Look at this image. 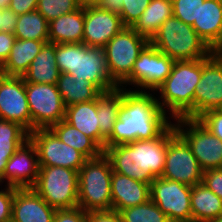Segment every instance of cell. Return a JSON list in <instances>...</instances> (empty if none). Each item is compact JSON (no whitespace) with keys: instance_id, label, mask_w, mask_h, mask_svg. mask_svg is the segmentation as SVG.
Instances as JSON below:
<instances>
[{"instance_id":"d590c367","label":"cell","mask_w":222,"mask_h":222,"mask_svg":"<svg viewBox=\"0 0 222 222\" xmlns=\"http://www.w3.org/2000/svg\"><path fill=\"white\" fill-rule=\"evenodd\" d=\"M81 7L78 0H38L36 10L41 13L48 22L63 14H68Z\"/></svg>"},{"instance_id":"cb8c5ba5","label":"cell","mask_w":222,"mask_h":222,"mask_svg":"<svg viewBox=\"0 0 222 222\" xmlns=\"http://www.w3.org/2000/svg\"><path fill=\"white\" fill-rule=\"evenodd\" d=\"M49 43H83L84 7L49 22Z\"/></svg>"},{"instance_id":"5bb4252c","label":"cell","mask_w":222,"mask_h":222,"mask_svg":"<svg viewBox=\"0 0 222 222\" xmlns=\"http://www.w3.org/2000/svg\"><path fill=\"white\" fill-rule=\"evenodd\" d=\"M213 109H222V59L215 51L202 59V75L194 93V119Z\"/></svg>"},{"instance_id":"277c9868","label":"cell","mask_w":222,"mask_h":222,"mask_svg":"<svg viewBox=\"0 0 222 222\" xmlns=\"http://www.w3.org/2000/svg\"><path fill=\"white\" fill-rule=\"evenodd\" d=\"M149 42L174 61L205 59L214 52L191 25L174 16L163 22Z\"/></svg>"},{"instance_id":"d6986e66","label":"cell","mask_w":222,"mask_h":222,"mask_svg":"<svg viewBox=\"0 0 222 222\" xmlns=\"http://www.w3.org/2000/svg\"><path fill=\"white\" fill-rule=\"evenodd\" d=\"M55 212L33 188L15 190L11 222H53Z\"/></svg>"},{"instance_id":"8fae6325","label":"cell","mask_w":222,"mask_h":222,"mask_svg":"<svg viewBox=\"0 0 222 222\" xmlns=\"http://www.w3.org/2000/svg\"><path fill=\"white\" fill-rule=\"evenodd\" d=\"M161 178L174 180L191 187L202 183L203 170L189 144L176 130L169 136Z\"/></svg>"},{"instance_id":"f546056e","label":"cell","mask_w":222,"mask_h":222,"mask_svg":"<svg viewBox=\"0 0 222 222\" xmlns=\"http://www.w3.org/2000/svg\"><path fill=\"white\" fill-rule=\"evenodd\" d=\"M172 16V0H151L132 28L150 40L163 22Z\"/></svg>"},{"instance_id":"e0dca14e","label":"cell","mask_w":222,"mask_h":222,"mask_svg":"<svg viewBox=\"0 0 222 222\" xmlns=\"http://www.w3.org/2000/svg\"><path fill=\"white\" fill-rule=\"evenodd\" d=\"M39 168L37 150L28 139L8 160L4 171V185L17 189L33 188Z\"/></svg>"},{"instance_id":"7bdbcfd3","label":"cell","mask_w":222,"mask_h":222,"mask_svg":"<svg viewBox=\"0 0 222 222\" xmlns=\"http://www.w3.org/2000/svg\"><path fill=\"white\" fill-rule=\"evenodd\" d=\"M87 222H123L119 212L114 210L87 212Z\"/></svg>"},{"instance_id":"c3c4849f","label":"cell","mask_w":222,"mask_h":222,"mask_svg":"<svg viewBox=\"0 0 222 222\" xmlns=\"http://www.w3.org/2000/svg\"><path fill=\"white\" fill-rule=\"evenodd\" d=\"M10 0H0V7L7 8L9 5Z\"/></svg>"},{"instance_id":"2e32d148","label":"cell","mask_w":222,"mask_h":222,"mask_svg":"<svg viewBox=\"0 0 222 222\" xmlns=\"http://www.w3.org/2000/svg\"><path fill=\"white\" fill-rule=\"evenodd\" d=\"M125 26L119 14L99 6L84 7L83 43L104 48Z\"/></svg>"},{"instance_id":"d6a6232c","label":"cell","mask_w":222,"mask_h":222,"mask_svg":"<svg viewBox=\"0 0 222 222\" xmlns=\"http://www.w3.org/2000/svg\"><path fill=\"white\" fill-rule=\"evenodd\" d=\"M151 0H105L103 8L120 15L125 27H132L148 7Z\"/></svg>"},{"instance_id":"3957f363","label":"cell","mask_w":222,"mask_h":222,"mask_svg":"<svg viewBox=\"0 0 222 222\" xmlns=\"http://www.w3.org/2000/svg\"><path fill=\"white\" fill-rule=\"evenodd\" d=\"M56 64L60 73L71 74L75 80H86L102 92L119 87L108 72L104 48L84 43L56 44Z\"/></svg>"},{"instance_id":"603a6c76","label":"cell","mask_w":222,"mask_h":222,"mask_svg":"<svg viewBox=\"0 0 222 222\" xmlns=\"http://www.w3.org/2000/svg\"><path fill=\"white\" fill-rule=\"evenodd\" d=\"M45 43L48 41L16 39L9 57L0 66V73L7 76L23 77Z\"/></svg>"},{"instance_id":"6da1fadb","label":"cell","mask_w":222,"mask_h":222,"mask_svg":"<svg viewBox=\"0 0 222 222\" xmlns=\"http://www.w3.org/2000/svg\"><path fill=\"white\" fill-rule=\"evenodd\" d=\"M173 120L161 109L154 92L123 88L121 113L106 147L158 137Z\"/></svg>"},{"instance_id":"ffe728a7","label":"cell","mask_w":222,"mask_h":222,"mask_svg":"<svg viewBox=\"0 0 222 222\" xmlns=\"http://www.w3.org/2000/svg\"><path fill=\"white\" fill-rule=\"evenodd\" d=\"M111 196L112 210L120 212L123 209L137 206L150 200V184L113 171Z\"/></svg>"},{"instance_id":"ab89813d","label":"cell","mask_w":222,"mask_h":222,"mask_svg":"<svg viewBox=\"0 0 222 222\" xmlns=\"http://www.w3.org/2000/svg\"><path fill=\"white\" fill-rule=\"evenodd\" d=\"M53 222H87V212L80 207L57 209Z\"/></svg>"},{"instance_id":"ba28073f","label":"cell","mask_w":222,"mask_h":222,"mask_svg":"<svg viewBox=\"0 0 222 222\" xmlns=\"http://www.w3.org/2000/svg\"><path fill=\"white\" fill-rule=\"evenodd\" d=\"M148 43L149 39L132 27H124L106 44L108 72L118 86L130 76L134 62Z\"/></svg>"},{"instance_id":"74e56055","label":"cell","mask_w":222,"mask_h":222,"mask_svg":"<svg viewBox=\"0 0 222 222\" xmlns=\"http://www.w3.org/2000/svg\"><path fill=\"white\" fill-rule=\"evenodd\" d=\"M197 120L222 141V109L206 111Z\"/></svg>"},{"instance_id":"f1b7e54d","label":"cell","mask_w":222,"mask_h":222,"mask_svg":"<svg viewBox=\"0 0 222 222\" xmlns=\"http://www.w3.org/2000/svg\"><path fill=\"white\" fill-rule=\"evenodd\" d=\"M56 85L66 107L77 103L93 101L102 93L91 82L84 79L75 80L71 74L67 73H60Z\"/></svg>"},{"instance_id":"b9f144b4","label":"cell","mask_w":222,"mask_h":222,"mask_svg":"<svg viewBox=\"0 0 222 222\" xmlns=\"http://www.w3.org/2000/svg\"><path fill=\"white\" fill-rule=\"evenodd\" d=\"M19 15L11 9L0 7V31L14 33Z\"/></svg>"},{"instance_id":"681fc988","label":"cell","mask_w":222,"mask_h":222,"mask_svg":"<svg viewBox=\"0 0 222 222\" xmlns=\"http://www.w3.org/2000/svg\"><path fill=\"white\" fill-rule=\"evenodd\" d=\"M219 57L222 59V45L215 51Z\"/></svg>"},{"instance_id":"f35d334b","label":"cell","mask_w":222,"mask_h":222,"mask_svg":"<svg viewBox=\"0 0 222 222\" xmlns=\"http://www.w3.org/2000/svg\"><path fill=\"white\" fill-rule=\"evenodd\" d=\"M17 188L0 185V222H11L14 192Z\"/></svg>"},{"instance_id":"484cf974","label":"cell","mask_w":222,"mask_h":222,"mask_svg":"<svg viewBox=\"0 0 222 222\" xmlns=\"http://www.w3.org/2000/svg\"><path fill=\"white\" fill-rule=\"evenodd\" d=\"M64 120L90 137L100 147L97 99L67 106Z\"/></svg>"},{"instance_id":"e575fe53","label":"cell","mask_w":222,"mask_h":222,"mask_svg":"<svg viewBox=\"0 0 222 222\" xmlns=\"http://www.w3.org/2000/svg\"><path fill=\"white\" fill-rule=\"evenodd\" d=\"M29 139V132L19 123L0 118V148L18 149Z\"/></svg>"},{"instance_id":"7c38bea8","label":"cell","mask_w":222,"mask_h":222,"mask_svg":"<svg viewBox=\"0 0 222 222\" xmlns=\"http://www.w3.org/2000/svg\"><path fill=\"white\" fill-rule=\"evenodd\" d=\"M191 190V186L157 177L150 184V199L170 222H192Z\"/></svg>"},{"instance_id":"60d3db41","label":"cell","mask_w":222,"mask_h":222,"mask_svg":"<svg viewBox=\"0 0 222 222\" xmlns=\"http://www.w3.org/2000/svg\"><path fill=\"white\" fill-rule=\"evenodd\" d=\"M202 182L222 199V168L203 171Z\"/></svg>"},{"instance_id":"9c48e42d","label":"cell","mask_w":222,"mask_h":222,"mask_svg":"<svg viewBox=\"0 0 222 222\" xmlns=\"http://www.w3.org/2000/svg\"><path fill=\"white\" fill-rule=\"evenodd\" d=\"M175 130L186 140L203 171L222 168V141L197 119L173 120Z\"/></svg>"},{"instance_id":"bcb514c9","label":"cell","mask_w":222,"mask_h":222,"mask_svg":"<svg viewBox=\"0 0 222 222\" xmlns=\"http://www.w3.org/2000/svg\"><path fill=\"white\" fill-rule=\"evenodd\" d=\"M17 149H1L0 148V185H4V171L8 160L16 152Z\"/></svg>"},{"instance_id":"ee69618b","label":"cell","mask_w":222,"mask_h":222,"mask_svg":"<svg viewBox=\"0 0 222 222\" xmlns=\"http://www.w3.org/2000/svg\"><path fill=\"white\" fill-rule=\"evenodd\" d=\"M16 37L13 33L0 31V66L9 57Z\"/></svg>"},{"instance_id":"44dd1931","label":"cell","mask_w":222,"mask_h":222,"mask_svg":"<svg viewBox=\"0 0 222 222\" xmlns=\"http://www.w3.org/2000/svg\"><path fill=\"white\" fill-rule=\"evenodd\" d=\"M192 27L216 51L222 45V0H205Z\"/></svg>"},{"instance_id":"8992f818","label":"cell","mask_w":222,"mask_h":222,"mask_svg":"<svg viewBox=\"0 0 222 222\" xmlns=\"http://www.w3.org/2000/svg\"><path fill=\"white\" fill-rule=\"evenodd\" d=\"M33 189L53 208L78 206V171L60 166H39Z\"/></svg>"},{"instance_id":"4dcf8cb0","label":"cell","mask_w":222,"mask_h":222,"mask_svg":"<svg viewBox=\"0 0 222 222\" xmlns=\"http://www.w3.org/2000/svg\"><path fill=\"white\" fill-rule=\"evenodd\" d=\"M65 144L81 152L87 159L99 157L103 150L88 136L64 119L50 128Z\"/></svg>"},{"instance_id":"30bf717a","label":"cell","mask_w":222,"mask_h":222,"mask_svg":"<svg viewBox=\"0 0 222 222\" xmlns=\"http://www.w3.org/2000/svg\"><path fill=\"white\" fill-rule=\"evenodd\" d=\"M31 131L50 129L65 118L66 106L56 84L25 82Z\"/></svg>"},{"instance_id":"1f68e13d","label":"cell","mask_w":222,"mask_h":222,"mask_svg":"<svg viewBox=\"0 0 222 222\" xmlns=\"http://www.w3.org/2000/svg\"><path fill=\"white\" fill-rule=\"evenodd\" d=\"M49 22L37 10L19 15L14 35L16 39L49 40Z\"/></svg>"},{"instance_id":"f6af8a7d","label":"cell","mask_w":222,"mask_h":222,"mask_svg":"<svg viewBox=\"0 0 222 222\" xmlns=\"http://www.w3.org/2000/svg\"><path fill=\"white\" fill-rule=\"evenodd\" d=\"M38 0H10L8 8L15 14L21 15L24 13L35 11Z\"/></svg>"},{"instance_id":"7a4b0ae2","label":"cell","mask_w":222,"mask_h":222,"mask_svg":"<svg viewBox=\"0 0 222 222\" xmlns=\"http://www.w3.org/2000/svg\"><path fill=\"white\" fill-rule=\"evenodd\" d=\"M202 75V59L175 61L170 75L154 92L172 119H194V93Z\"/></svg>"},{"instance_id":"7402d4cb","label":"cell","mask_w":222,"mask_h":222,"mask_svg":"<svg viewBox=\"0 0 222 222\" xmlns=\"http://www.w3.org/2000/svg\"><path fill=\"white\" fill-rule=\"evenodd\" d=\"M123 88L102 92L97 98V117L100 128V148L104 151L106 140L111 136L114 123L121 113Z\"/></svg>"},{"instance_id":"52a82bcc","label":"cell","mask_w":222,"mask_h":222,"mask_svg":"<svg viewBox=\"0 0 222 222\" xmlns=\"http://www.w3.org/2000/svg\"><path fill=\"white\" fill-rule=\"evenodd\" d=\"M174 62L149 42L134 62L130 76L119 87L155 92L170 75Z\"/></svg>"},{"instance_id":"8d00e7d4","label":"cell","mask_w":222,"mask_h":222,"mask_svg":"<svg viewBox=\"0 0 222 222\" xmlns=\"http://www.w3.org/2000/svg\"><path fill=\"white\" fill-rule=\"evenodd\" d=\"M205 0H172L173 16L186 24L193 25Z\"/></svg>"},{"instance_id":"ac0fdd59","label":"cell","mask_w":222,"mask_h":222,"mask_svg":"<svg viewBox=\"0 0 222 222\" xmlns=\"http://www.w3.org/2000/svg\"><path fill=\"white\" fill-rule=\"evenodd\" d=\"M174 131L175 126L172 122L158 137L128 143L135 149L136 167H140L153 179L161 177L163 173L169 136Z\"/></svg>"},{"instance_id":"4316f807","label":"cell","mask_w":222,"mask_h":222,"mask_svg":"<svg viewBox=\"0 0 222 222\" xmlns=\"http://www.w3.org/2000/svg\"><path fill=\"white\" fill-rule=\"evenodd\" d=\"M103 152L109 158L114 172L147 184L153 181L147 172L136 167L135 149L128 143L105 147Z\"/></svg>"},{"instance_id":"9a60e30c","label":"cell","mask_w":222,"mask_h":222,"mask_svg":"<svg viewBox=\"0 0 222 222\" xmlns=\"http://www.w3.org/2000/svg\"><path fill=\"white\" fill-rule=\"evenodd\" d=\"M0 118L19 123L31 132V113L23 77L0 73Z\"/></svg>"},{"instance_id":"836d02e7","label":"cell","mask_w":222,"mask_h":222,"mask_svg":"<svg viewBox=\"0 0 222 222\" xmlns=\"http://www.w3.org/2000/svg\"><path fill=\"white\" fill-rule=\"evenodd\" d=\"M123 222H170L159 207L150 199L147 202L121 210Z\"/></svg>"},{"instance_id":"83f0119b","label":"cell","mask_w":222,"mask_h":222,"mask_svg":"<svg viewBox=\"0 0 222 222\" xmlns=\"http://www.w3.org/2000/svg\"><path fill=\"white\" fill-rule=\"evenodd\" d=\"M190 204L192 222H209L222 215V199L203 182L192 186Z\"/></svg>"},{"instance_id":"7dc6e473","label":"cell","mask_w":222,"mask_h":222,"mask_svg":"<svg viewBox=\"0 0 222 222\" xmlns=\"http://www.w3.org/2000/svg\"><path fill=\"white\" fill-rule=\"evenodd\" d=\"M105 0H78V3L81 7L87 6H99L104 3Z\"/></svg>"},{"instance_id":"d4e9b609","label":"cell","mask_w":222,"mask_h":222,"mask_svg":"<svg viewBox=\"0 0 222 222\" xmlns=\"http://www.w3.org/2000/svg\"><path fill=\"white\" fill-rule=\"evenodd\" d=\"M60 71L56 64V44L45 43L23 75L25 82L57 84Z\"/></svg>"},{"instance_id":"f907efd6","label":"cell","mask_w":222,"mask_h":222,"mask_svg":"<svg viewBox=\"0 0 222 222\" xmlns=\"http://www.w3.org/2000/svg\"><path fill=\"white\" fill-rule=\"evenodd\" d=\"M209 222H222V215L219 216V217L216 218V219H213V220L209 221Z\"/></svg>"},{"instance_id":"5b68a950","label":"cell","mask_w":222,"mask_h":222,"mask_svg":"<svg viewBox=\"0 0 222 222\" xmlns=\"http://www.w3.org/2000/svg\"><path fill=\"white\" fill-rule=\"evenodd\" d=\"M112 165L104 152L78 171V207L86 212L112 210Z\"/></svg>"},{"instance_id":"4fadbf2b","label":"cell","mask_w":222,"mask_h":222,"mask_svg":"<svg viewBox=\"0 0 222 222\" xmlns=\"http://www.w3.org/2000/svg\"><path fill=\"white\" fill-rule=\"evenodd\" d=\"M35 145L39 166H60L79 171L87 158L75 148L63 143L51 129H37L29 133Z\"/></svg>"}]
</instances>
